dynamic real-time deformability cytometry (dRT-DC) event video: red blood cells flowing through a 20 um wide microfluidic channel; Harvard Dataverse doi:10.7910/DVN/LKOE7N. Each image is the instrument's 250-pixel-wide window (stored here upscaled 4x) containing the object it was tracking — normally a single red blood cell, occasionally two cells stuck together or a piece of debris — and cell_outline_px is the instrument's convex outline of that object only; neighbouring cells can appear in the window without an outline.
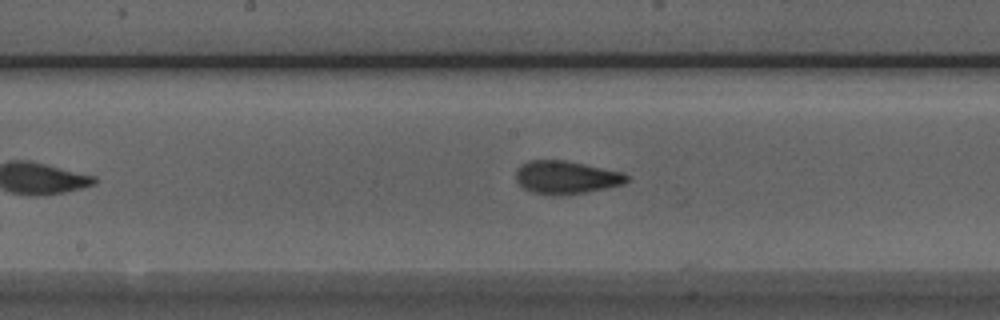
{"species": "Egyptian fruit bat (a non-hibernating species)", "species_latin": "Rousettus aegyptiacus", "temperature_condition": "room temperature", "stored_images_in_passage": 20, "camera_frame_rate_fps": 3000, "um_per_image_px": 0.085, "animal": {"sex": "male"}, "frame": {"image": 1, "passage_image": 16, "time_ms": 5.0, "image_size_px": [1000, 320], "cell_outline_px": [[628, 180], [624, 184], [608, 188], [560, 196], [552, 196], [532, 192], [524, 188], [516, 180], [516, 168], [520, 164], [528, 160], [564, 160], [624, 172], [628, 176]], "centroid_in_image_um": [48.11, 15.08], "position_along_channel_um": 200.1, "area_um2": 21.56}}